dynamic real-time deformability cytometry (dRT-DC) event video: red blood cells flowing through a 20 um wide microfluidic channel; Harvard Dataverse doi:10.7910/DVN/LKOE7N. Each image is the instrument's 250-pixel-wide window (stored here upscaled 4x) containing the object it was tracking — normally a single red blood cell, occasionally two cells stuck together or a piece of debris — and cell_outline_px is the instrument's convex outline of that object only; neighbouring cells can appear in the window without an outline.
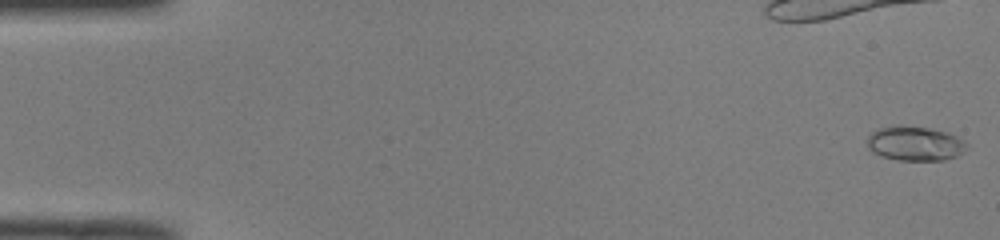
{"species": "common noctule bat (a hibernating species)", "species_latin": "Nyctalus noctula", "temperature_condition": "room temperature", "stored_images_in_passage": 39, "camera_frame_rate_fps": 3000, "um_per_image_px": 0.085, "animal": {"sex": "male", "body_mass_g": 19.0, "forearm_length_mm": 50.8}, "frame": {"image": 1, "passage_image": 1, "time_ms": 0.0, "image_size_px": [1000, 240], "cell_outline_px": [[968, 148], [964, 152], [956, 156], [944, 160], [896, 160], [880, 156], [872, 152], [868, 148], [868, 136], [876, 128], [932, 128], [948, 132], [964, 140], [968, 144]], "centroid_in_image_um": [77.82, 12.24], "position_along_channel_um": 7.2, "area_um2": 19.65}}